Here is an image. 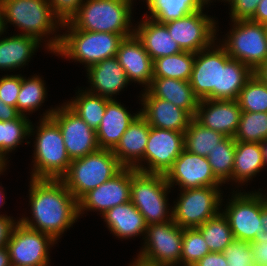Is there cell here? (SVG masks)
I'll return each instance as SVG.
<instances>
[{
  "label": "cell",
  "mask_w": 267,
  "mask_h": 266,
  "mask_svg": "<svg viewBox=\"0 0 267 266\" xmlns=\"http://www.w3.org/2000/svg\"><path fill=\"white\" fill-rule=\"evenodd\" d=\"M29 203L32 220L22 217L23 225L52 236L56 241L79 218L78 201L61 179H30Z\"/></svg>",
  "instance_id": "6da1fadb"
},
{
  "label": "cell",
  "mask_w": 267,
  "mask_h": 266,
  "mask_svg": "<svg viewBox=\"0 0 267 266\" xmlns=\"http://www.w3.org/2000/svg\"><path fill=\"white\" fill-rule=\"evenodd\" d=\"M65 34L44 40L48 51L85 64V67L116 56L120 43L131 35L92 32L75 29L69 22L62 24ZM68 32V34H67ZM87 65V66H86Z\"/></svg>",
  "instance_id": "7a4b0ae2"
},
{
  "label": "cell",
  "mask_w": 267,
  "mask_h": 266,
  "mask_svg": "<svg viewBox=\"0 0 267 266\" xmlns=\"http://www.w3.org/2000/svg\"><path fill=\"white\" fill-rule=\"evenodd\" d=\"M54 109L43 114L35 131L31 123L30 136L36 132L31 178L61 179L69 169L71 159L67 154L60 128L50 117Z\"/></svg>",
  "instance_id": "3957f363"
},
{
  "label": "cell",
  "mask_w": 267,
  "mask_h": 266,
  "mask_svg": "<svg viewBox=\"0 0 267 266\" xmlns=\"http://www.w3.org/2000/svg\"><path fill=\"white\" fill-rule=\"evenodd\" d=\"M132 3L133 0H84L69 23L79 30L133 35Z\"/></svg>",
  "instance_id": "277c9868"
},
{
  "label": "cell",
  "mask_w": 267,
  "mask_h": 266,
  "mask_svg": "<svg viewBox=\"0 0 267 266\" xmlns=\"http://www.w3.org/2000/svg\"><path fill=\"white\" fill-rule=\"evenodd\" d=\"M123 168L111 149L99 148L82 158L72 160L61 180L78 201L88 191L110 180Z\"/></svg>",
  "instance_id": "5b68a950"
},
{
  "label": "cell",
  "mask_w": 267,
  "mask_h": 266,
  "mask_svg": "<svg viewBox=\"0 0 267 266\" xmlns=\"http://www.w3.org/2000/svg\"><path fill=\"white\" fill-rule=\"evenodd\" d=\"M3 26L7 23L21 29L19 35H28L39 42L62 27L48 0H1Z\"/></svg>",
  "instance_id": "8992f818"
},
{
  "label": "cell",
  "mask_w": 267,
  "mask_h": 266,
  "mask_svg": "<svg viewBox=\"0 0 267 266\" xmlns=\"http://www.w3.org/2000/svg\"><path fill=\"white\" fill-rule=\"evenodd\" d=\"M169 189L165 174L143 173L132 168L130 201L147 226L172 220V210L167 206Z\"/></svg>",
  "instance_id": "52a82bcc"
},
{
  "label": "cell",
  "mask_w": 267,
  "mask_h": 266,
  "mask_svg": "<svg viewBox=\"0 0 267 266\" xmlns=\"http://www.w3.org/2000/svg\"><path fill=\"white\" fill-rule=\"evenodd\" d=\"M232 31L221 44L228 55L248 66L253 72L267 59V25L252 20H232Z\"/></svg>",
  "instance_id": "ba28073f"
},
{
  "label": "cell",
  "mask_w": 267,
  "mask_h": 266,
  "mask_svg": "<svg viewBox=\"0 0 267 266\" xmlns=\"http://www.w3.org/2000/svg\"><path fill=\"white\" fill-rule=\"evenodd\" d=\"M183 230L173 220L148 225L137 259L155 266H179Z\"/></svg>",
  "instance_id": "9c48e42d"
},
{
  "label": "cell",
  "mask_w": 267,
  "mask_h": 266,
  "mask_svg": "<svg viewBox=\"0 0 267 266\" xmlns=\"http://www.w3.org/2000/svg\"><path fill=\"white\" fill-rule=\"evenodd\" d=\"M219 187L188 188L172 209V220L183 229L198 228L221 209L222 195ZM220 207V208H219Z\"/></svg>",
  "instance_id": "30bf717a"
},
{
  "label": "cell",
  "mask_w": 267,
  "mask_h": 266,
  "mask_svg": "<svg viewBox=\"0 0 267 266\" xmlns=\"http://www.w3.org/2000/svg\"><path fill=\"white\" fill-rule=\"evenodd\" d=\"M56 242L49 234L33 230L17 220L7 242L11 266H50L49 248Z\"/></svg>",
  "instance_id": "8fae6325"
},
{
  "label": "cell",
  "mask_w": 267,
  "mask_h": 266,
  "mask_svg": "<svg viewBox=\"0 0 267 266\" xmlns=\"http://www.w3.org/2000/svg\"><path fill=\"white\" fill-rule=\"evenodd\" d=\"M215 45L195 53L189 83L199 100H220L221 64L232 59L222 45Z\"/></svg>",
  "instance_id": "7c38bea8"
},
{
  "label": "cell",
  "mask_w": 267,
  "mask_h": 266,
  "mask_svg": "<svg viewBox=\"0 0 267 266\" xmlns=\"http://www.w3.org/2000/svg\"><path fill=\"white\" fill-rule=\"evenodd\" d=\"M235 192V193H234ZM233 192V198L222 210L226 216L235 240L253 242L256 233L263 231L261 217V193Z\"/></svg>",
  "instance_id": "4fadbf2b"
},
{
  "label": "cell",
  "mask_w": 267,
  "mask_h": 266,
  "mask_svg": "<svg viewBox=\"0 0 267 266\" xmlns=\"http://www.w3.org/2000/svg\"><path fill=\"white\" fill-rule=\"evenodd\" d=\"M183 51L197 53L211 47L216 38V22L200 11L164 23Z\"/></svg>",
  "instance_id": "5bb4252c"
},
{
  "label": "cell",
  "mask_w": 267,
  "mask_h": 266,
  "mask_svg": "<svg viewBox=\"0 0 267 266\" xmlns=\"http://www.w3.org/2000/svg\"><path fill=\"white\" fill-rule=\"evenodd\" d=\"M59 126L71 161L99 149L96 131L65 103L56 107L50 116Z\"/></svg>",
  "instance_id": "9a60e30c"
},
{
  "label": "cell",
  "mask_w": 267,
  "mask_h": 266,
  "mask_svg": "<svg viewBox=\"0 0 267 266\" xmlns=\"http://www.w3.org/2000/svg\"><path fill=\"white\" fill-rule=\"evenodd\" d=\"M184 150V132L150 127L143 173L166 174Z\"/></svg>",
  "instance_id": "2e32d148"
},
{
  "label": "cell",
  "mask_w": 267,
  "mask_h": 266,
  "mask_svg": "<svg viewBox=\"0 0 267 266\" xmlns=\"http://www.w3.org/2000/svg\"><path fill=\"white\" fill-rule=\"evenodd\" d=\"M170 187L174 184L181 190L223 185L214 175L207 157L183 150L165 174ZM220 185V186H219Z\"/></svg>",
  "instance_id": "e0dca14e"
},
{
  "label": "cell",
  "mask_w": 267,
  "mask_h": 266,
  "mask_svg": "<svg viewBox=\"0 0 267 266\" xmlns=\"http://www.w3.org/2000/svg\"><path fill=\"white\" fill-rule=\"evenodd\" d=\"M132 168H123L113 178L88 191L78 200V214L95 210L104 214L114 206L130 201Z\"/></svg>",
  "instance_id": "ac0fdd59"
},
{
  "label": "cell",
  "mask_w": 267,
  "mask_h": 266,
  "mask_svg": "<svg viewBox=\"0 0 267 266\" xmlns=\"http://www.w3.org/2000/svg\"><path fill=\"white\" fill-rule=\"evenodd\" d=\"M241 113L237 100L202 99L199 101L194 119L203 127L234 138Z\"/></svg>",
  "instance_id": "d6986e66"
},
{
  "label": "cell",
  "mask_w": 267,
  "mask_h": 266,
  "mask_svg": "<svg viewBox=\"0 0 267 266\" xmlns=\"http://www.w3.org/2000/svg\"><path fill=\"white\" fill-rule=\"evenodd\" d=\"M140 114L151 127L185 132L193 117L184 109L173 103L154 97L147 89H143Z\"/></svg>",
  "instance_id": "ffe728a7"
},
{
  "label": "cell",
  "mask_w": 267,
  "mask_h": 266,
  "mask_svg": "<svg viewBox=\"0 0 267 266\" xmlns=\"http://www.w3.org/2000/svg\"><path fill=\"white\" fill-rule=\"evenodd\" d=\"M150 125L139 114L129 125L112 152L124 168H134L143 172L144 153L146 150Z\"/></svg>",
  "instance_id": "44dd1931"
},
{
  "label": "cell",
  "mask_w": 267,
  "mask_h": 266,
  "mask_svg": "<svg viewBox=\"0 0 267 266\" xmlns=\"http://www.w3.org/2000/svg\"><path fill=\"white\" fill-rule=\"evenodd\" d=\"M125 70L129 82H138L147 89L153 79V60L135 34L124 38L115 56Z\"/></svg>",
  "instance_id": "7402d4cb"
},
{
  "label": "cell",
  "mask_w": 267,
  "mask_h": 266,
  "mask_svg": "<svg viewBox=\"0 0 267 266\" xmlns=\"http://www.w3.org/2000/svg\"><path fill=\"white\" fill-rule=\"evenodd\" d=\"M86 70L91 84L87 91L110 100L115 99L113 96L129 84L125 70L116 57L104 59Z\"/></svg>",
  "instance_id": "603a6c76"
},
{
  "label": "cell",
  "mask_w": 267,
  "mask_h": 266,
  "mask_svg": "<svg viewBox=\"0 0 267 266\" xmlns=\"http://www.w3.org/2000/svg\"><path fill=\"white\" fill-rule=\"evenodd\" d=\"M136 27H134V34L141 41L152 60L183 51L171 37L164 23L146 16Z\"/></svg>",
  "instance_id": "cb8c5ba5"
},
{
  "label": "cell",
  "mask_w": 267,
  "mask_h": 266,
  "mask_svg": "<svg viewBox=\"0 0 267 266\" xmlns=\"http://www.w3.org/2000/svg\"><path fill=\"white\" fill-rule=\"evenodd\" d=\"M139 114L140 111L137 114L129 113L127 108L115 99L109 100L101 124L96 130L99 148L112 150Z\"/></svg>",
  "instance_id": "d4e9b609"
},
{
  "label": "cell",
  "mask_w": 267,
  "mask_h": 266,
  "mask_svg": "<svg viewBox=\"0 0 267 266\" xmlns=\"http://www.w3.org/2000/svg\"><path fill=\"white\" fill-rule=\"evenodd\" d=\"M107 228L121 239H130L138 235H146L147 225L143 215L131 201L107 210L103 215Z\"/></svg>",
  "instance_id": "484cf974"
},
{
  "label": "cell",
  "mask_w": 267,
  "mask_h": 266,
  "mask_svg": "<svg viewBox=\"0 0 267 266\" xmlns=\"http://www.w3.org/2000/svg\"><path fill=\"white\" fill-rule=\"evenodd\" d=\"M147 90L154 96L186 110L193 118L199 104L189 81L173 78L153 77Z\"/></svg>",
  "instance_id": "4316f807"
},
{
  "label": "cell",
  "mask_w": 267,
  "mask_h": 266,
  "mask_svg": "<svg viewBox=\"0 0 267 266\" xmlns=\"http://www.w3.org/2000/svg\"><path fill=\"white\" fill-rule=\"evenodd\" d=\"M40 42L28 35H13L0 39V69L21 68L30 61Z\"/></svg>",
  "instance_id": "83f0119b"
},
{
  "label": "cell",
  "mask_w": 267,
  "mask_h": 266,
  "mask_svg": "<svg viewBox=\"0 0 267 266\" xmlns=\"http://www.w3.org/2000/svg\"><path fill=\"white\" fill-rule=\"evenodd\" d=\"M265 166L260 143L236 141L233 181L239 185L247 183Z\"/></svg>",
  "instance_id": "f1b7e54d"
},
{
  "label": "cell",
  "mask_w": 267,
  "mask_h": 266,
  "mask_svg": "<svg viewBox=\"0 0 267 266\" xmlns=\"http://www.w3.org/2000/svg\"><path fill=\"white\" fill-rule=\"evenodd\" d=\"M150 16L160 23L183 18L206 6L205 0H146Z\"/></svg>",
  "instance_id": "f546056e"
},
{
  "label": "cell",
  "mask_w": 267,
  "mask_h": 266,
  "mask_svg": "<svg viewBox=\"0 0 267 266\" xmlns=\"http://www.w3.org/2000/svg\"><path fill=\"white\" fill-rule=\"evenodd\" d=\"M225 138L224 134L203 127L193 118L184 132V149L207 157Z\"/></svg>",
  "instance_id": "4dcf8cb0"
},
{
  "label": "cell",
  "mask_w": 267,
  "mask_h": 266,
  "mask_svg": "<svg viewBox=\"0 0 267 266\" xmlns=\"http://www.w3.org/2000/svg\"><path fill=\"white\" fill-rule=\"evenodd\" d=\"M78 93L76 98L65 104L96 131L101 124L106 104L110 99L90 93L86 89L80 90Z\"/></svg>",
  "instance_id": "1f68e13d"
},
{
  "label": "cell",
  "mask_w": 267,
  "mask_h": 266,
  "mask_svg": "<svg viewBox=\"0 0 267 266\" xmlns=\"http://www.w3.org/2000/svg\"><path fill=\"white\" fill-rule=\"evenodd\" d=\"M254 72L239 60L221 64L220 100H237L241 89Z\"/></svg>",
  "instance_id": "d6a6232c"
},
{
  "label": "cell",
  "mask_w": 267,
  "mask_h": 266,
  "mask_svg": "<svg viewBox=\"0 0 267 266\" xmlns=\"http://www.w3.org/2000/svg\"><path fill=\"white\" fill-rule=\"evenodd\" d=\"M195 53L182 51L175 55L153 60V77L173 78L189 81Z\"/></svg>",
  "instance_id": "836d02e7"
},
{
  "label": "cell",
  "mask_w": 267,
  "mask_h": 266,
  "mask_svg": "<svg viewBox=\"0 0 267 266\" xmlns=\"http://www.w3.org/2000/svg\"><path fill=\"white\" fill-rule=\"evenodd\" d=\"M204 237L210 252H223L234 240L226 216L219 212L197 228Z\"/></svg>",
  "instance_id": "e575fe53"
},
{
  "label": "cell",
  "mask_w": 267,
  "mask_h": 266,
  "mask_svg": "<svg viewBox=\"0 0 267 266\" xmlns=\"http://www.w3.org/2000/svg\"><path fill=\"white\" fill-rule=\"evenodd\" d=\"M236 140L233 137H226L207 156L208 162L215 177L225 184L231 179L233 181V166Z\"/></svg>",
  "instance_id": "d590c367"
},
{
  "label": "cell",
  "mask_w": 267,
  "mask_h": 266,
  "mask_svg": "<svg viewBox=\"0 0 267 266\" xmlns=\"http://www.w3.org/2000/svg\"><path fill=\"white\" fill-rule=\"evenodd\" d=\"M44 86V80L38 75L28 79L21 76V89L16 101V108L21 115L28 117L27 112L33 113L44 103L47 95Z\"/></svg>",
  "instance_id": "8d00e7d4"
},
{
  "label": "cell",
  "mask_w": 267,
  "mask_h": 266,
  "mask_svg": "<svg viewBox=\"0 0 267 266\" xmlns=\"http://www.w3.org/2000/svg\"><path fill=\"white\" fill-rule=\"evenodd\" d=\"M234 139L252 143H261L266 140L267 112L242 111Z\"/></svg>",
  "instance_id": "74e56055"
},
{
  "label": "cell",
  "mask_w": 267,
  "mask_h": 266,
  "mask_svg": "<svg viewBox=\"0 0 267 266\" xmlns=\"http://www.w3.org/2000/svg\"><path fill=\"white\" fill-rule=\"evenodd\" d=\"M237 102L242 111L267 112V85L253 74L241 89Z\"/></svg>",
  "instance_id": "f35d334b"
},
{
  "label": "cell",
  "mask_w": 267,
  "mask_h": 266,
  "mask_svg": "<svg viewBox=\"0 0 267 266\" xmlns=\"http://www.w3.org/2000/svg\"><path fill=\"white\" fill-rule=\"evenodd\" d=\"M28 117L21 115L16 120L0 121V151L6 156L30 136L31 123Z\"/></svg>",
  "instance_id": "ab89813d"
},
{
  "label": "cell",
  "mask_w": 267,
  "mask_h": 266,
  "mask_svg": "<svg viewBox=\"0 0 267 266\" xmlns=\"http://www.w3.org/2000/svg\"><path fill=\"white\" fill-rule=\"evenodd\" d=\"M181 266H193L210 250L197 228H187L183 230L182 248H181Z\"/></svg>",
  "instance_id": "60d3db41"
},
{
  "label": "cell",
  "mask_w": 267,
  "mask_h": 266,
  "mask_svg": "<svg viewBox=\"0 0 267 266\" xmlns=\"http://www.w3.org/2000/svg\"><path fill=\"white\" fill-rule=\"evenodd\" d=\"M223 254L229 266H256L250 242L234 239Z\"/></svg>",
  "instance_id": "b9f144b4"
},
{
  "label": "cell",
  "mask_w": 267,
  "mask_h": 266,
  "mask_svg": "<svg viewBox=\"0 0 267 266\" xmlns=\"http://www.w3.org/2000/svg\"><path fill=\"white\" fill-rule=\"evenodd\" d=\"M21 89V74L5 75L0 78V99L5 104L16 107V101Z\"/></svg>",
  "instance_id": "7bdbcfd3"
},
{
  "label": "cell",
  "mask_w": 267,
  "mask_h": 266,
  "mask_svg": "<svg viewBox=\"0 0 267 266\" xmlns=\"http://www.w3.org/2000/svg\"><path fill=\"white\" fill-rule=\"evenodd\" d=\"M55 17L62 23L70 20L78 13L84 0H48Z\"/></svg>",
  "instance_id": "ee69618b"
},
{
  "label": "cell",
  "mask_w": 267,
  "mask_h": 266,
  "mask_svg": "<svg viewBox=\"0 0 267 266\" xmlns=\"http://www.w3.org/2000/svg\"><path fill=\"white\" fill-rule=\"evenodd\" d=\"M227 1L230 8V17L232 20H250L257 9L261 0H223Z\"/></svg>",
  "instance_id": "f6af8a7d"
},
{
  "label": "cell",
  "mask_w": 267,
  "mask_h": 266,
  "mask_svg": "<svg viewBox=\"0 0 267 266\" xmlns=\"http://www.w3.org/2000/svg\"><path fill=\"white\" fill-rule=\"evenodd\" d=\"M193 266H229L223 252H210L202 257Z\"/></svg>",
  "instance_id": "bcb514c9"
},
{
  "label": "cell",
  "mask_w": 267,
  "mask_h": 266,
  "mask_svg": "<svg viewBox=\"0 0 267 266\" xmlns=\"http://www.w3.org/2000/svg\"><path fill=\"white\" fill-rule=\"evenodd\" d=\"M16 223L13 217L0 215V247L7 246L11 231Z\"/></svg>",
  "instance_id": "7dc6e473"
},
{
  "label": "cell",
  "mask_w": 267,
  "mask_h": 266,
  "mask_svg": "<svg viewBox=\"0 0 267 266\" xmlns=\"http://www.w3.org/2000/svg\"><path fill=\"white\" fill-rule=\"evenodd\" d=\"M261 193V225L263 228V231L256 233V237L253 242L251 243H261V242H267V195Z\"/></svg>",
  "instance_id": "c3c4849f"
},
{
  "label": "cell",
  "mask_w": 267,
  "mask_h": 266,
  "mask_svg": "<svg viewBox=\"0 0 267 266\" xmlns=\"http://www.w3.org/2000/svg\"><path fill=\"white\" fill-rule=\"evenodd\" d=\"M250 244L256 266H267V242Z\"/></svg>",
  "instance_id": "681fc988"
},
{
  "label": "cell",
  "mask_w": 267,
  "mask_h": 266,
  "mask_svg": "<svg viewBox=\"0 0 267 266\" xmlns=\"http://www.w3.org/2000/svg\"><path fill=\"white\" fill-rule=\"evenodd\" d=\"M20 116L16 107L9 106L0 99V121L16 120Z\"/></svg>",
  "instance_id": "f907efd6"
},
{
  "label": "cell",
  "mask_w": 267,
  "mask_h": 266,
  "mask_svg": "<svg viewBox=\"0 0 267 266\" xmlns=\"http://www.w3.org/2000/svg\"><path fill=\"white\" fill-rule=\"evenodd\" d=\"M250 20L267 25V0H261L258 3L256 12Z\"/></svg>",
  "instance_id": "816d5d0a"
},
{
  "label": "cell",
  "mask_w": 267,
  "mask_h": 266,
  "mask_svg": "<svg viewBox=\"0 0 267 266\" xmlns=\"http://www.w3.org/2000/svg\"><path fill=\"white\" fill-rule=\"evenodd\" d=\"M0 266H11L7 246L0 247Z\"/></svg>",
  "instance_id": "f5cc1de1"
},
{
  "label": "cell",
  "mask_w": 267,
  "mask_h": 266,
  "mask_svg": "<svg viewBox=\"0 0 267 266\" xmlns=\"http://www.w3.org/2000/svg\"><path fill=\"white\" fill-rule=\"evenodd\" d=\"M254 74L267 85V59L257 70L254 71Z\"/></svg>",
  "instance_id": "db71d44e"
},
{
  "label": "cell",
  "mask_w": 267,
  "mask_h": 266,
  "mask_svg": "<svg viewBox=\"0 0 267 266\" xmlns=\"http://www.w3.org/2000/svg\"><path fill=\"white\" fill-rule=\"evenodd\" d=\"M7 158L1 151H0V175L3 173L6 169L7 164Z\"/></svg>",
  "instance_id": "11a10c76"
},
{
  "label": "cell",
  "mask_w": 267,
  "mask_h": 266,
  "mask_svg": "<svg viewBox=\"0 0 267 266\" xmlns=\"http://www.w3.org/2000/svg\"><path fill=\"white\" fill-rule=\"evenodd\" d=\"M263 151V159L265 165H267V139L260 143Z\"/></svg>",
  "instance_id": "9f6ffc18"
},
{
  "label": "cell",
  "mask_w": 267,
  "mask_h": 266,
  "mask_svg": "<svg viewBox=\"0 0 267 266\" xmlns=\"http://www.w3.org/2000/svg\"><path fill=\"white\" fill-rule=\"evenodd\" d=\"M5 32L4 26H3V14H2V4L0 0V37Z\"/></svg>",
  "instance_id": "6f0895ef"
},
{
  "label": "cell",
  "mask_w": 267,
  "mask_h": 266,
  "mask_svg": "<svg viewBox=\"0 0 267 266\" xmlns=\"http://www.w3.org/2000/svg\"><path fill=\"white\" fill-rule=\"evenodd\" d=\"M130 266H155V265H150V264L144 263L138 259H135V261H133V263H131Z\"/></svg>",
  "instance_id": "680465c9"
},
{
  "label": "cell",
  "mask_w": 267,
  "mask_h": 266,
  "mask_svg": "<svg viewBox=\"0 0 267 266\" xmlns=\"http://www.w3.org/2000/svg\"><path fill=\"white\" fill-rule=\"evenodd\" d=\"M2 189H3V188L0 187V206H1V207H2L3 204L5 203V196L3 195L4 192H2Z\"/></svg>",
  "instance_id": "91938a15"
},
{
  "label": "cell",
  "mask_w": 267,
  "mask_h": 266,
  "mask_svg": "<svg viewBox=\"0 0 267 266\" xmlns=\"http://www.w3.org/2000/svg\"><path fill=\"white\" fill-rule=\"evenodd\" d=\"M205 1H206L207 4L210 3V2H213V1H211V0H205Z\"/></svg>",
  "instance_id": "94428289"
}]
</instances>
